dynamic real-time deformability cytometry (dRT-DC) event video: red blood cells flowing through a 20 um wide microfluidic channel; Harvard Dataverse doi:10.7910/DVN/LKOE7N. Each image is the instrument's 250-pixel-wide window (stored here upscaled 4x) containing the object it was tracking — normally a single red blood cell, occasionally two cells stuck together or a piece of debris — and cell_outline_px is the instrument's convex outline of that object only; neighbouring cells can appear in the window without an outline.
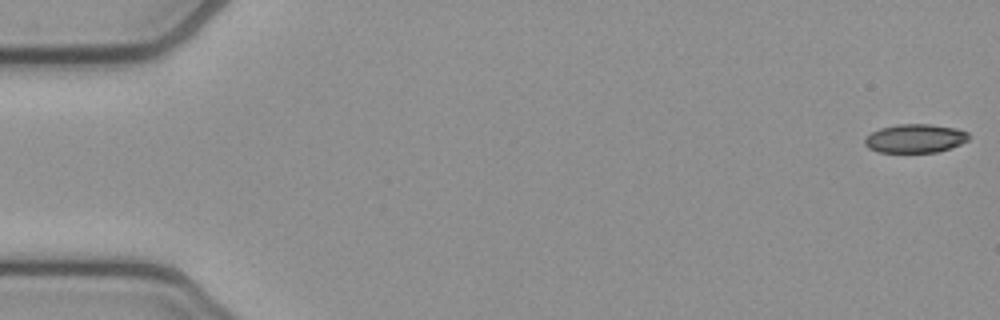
{"species": "common noctule bat (a hibernating species)", "species_latin": "Nyctalus noctula", "temperature_condition": "cold", "stored_images_in_passage": 53, "camera_frame_rate_fps": 3000, "um_per_image_px": 0.085, "animal": {"sex": "female", "body_mass_g": 21.9}, "frame": {"image": 1, "passage_image": 1, "time_ms": 0.0, "image_size_px": [1000, 320], "cell_outline_px": [[968, 140], [960, 144], [936, 152], [880, 152], [868, 148], [864, 144], [864, 140], [872, 132], [880, 128], [896, 124], [928, 124], [956, 128], [968, 132]], "centroid_in_image_um": [77.77, 11.76], "position_along_channel_um": 7.2, "area_um2": 17.22}}
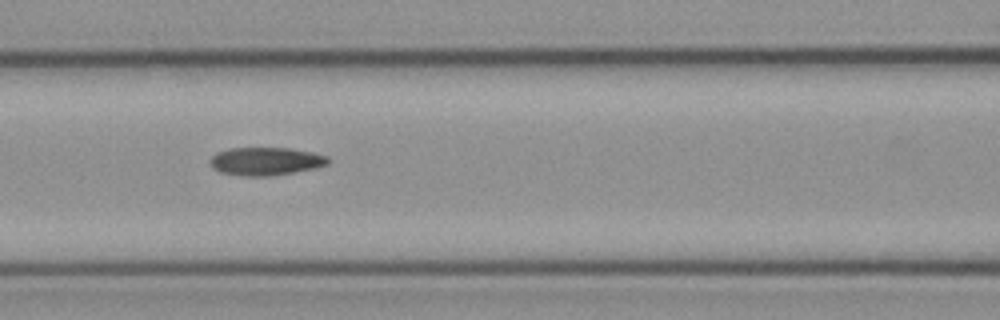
{"frame": {"image": 2, "passage_image": 23, "time_ms": 7.333, "image_size_px": [1000, 320], "cell_outline_px": [[328, 164], [316, 168], [268, 176], [244, 176], [220, 172], [212, 168], [208, 164], [208, 160], [216, 152], [228, 148], [292, 148], [312, 152], [328, 156]], "centroid_in_image_um": [22.54, 13.7], "position_along_channel_um": 144.1, "area_um2": 19.42}}
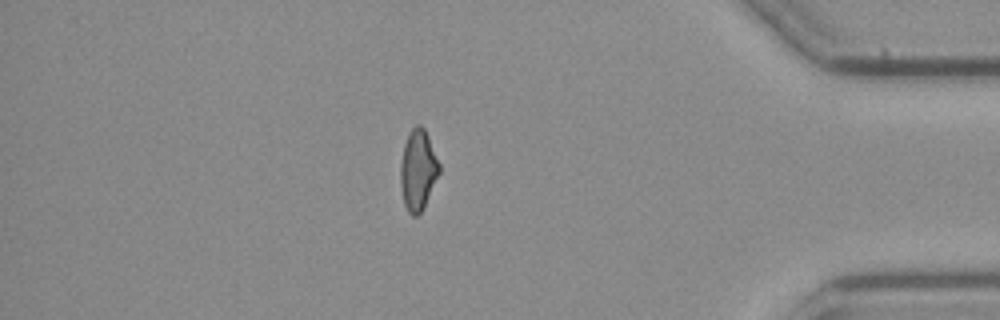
{"frame": {"image": 3, "passage_image": 46, "time_ms": 15.0, "image_size_px": [1000, 320], "cell_outline_px": [[440, 172], [424, 208], [416, 216], [412, 216], [408, 212], [404, 204], [400, 184], [400, 164], [404, 144], [408, 132], [416, 124], [420, 124], [424, 128], [428, 136], [440, 164]], "centroid_in_image_um": [35.52, 14.44], "position_along_channel_um": 399.7, "area_um2": 18.38}, "authors_computed_cell_mechanics": {"area_um2": 18.6694, "velocity_mm_per_s": 3.8462, "shape_relaxation_time_tau1_ms": null, "shape_relaxation_time_tau2_ms": 5.5559, "deformation_change_tau1": null, "deformation_change_tau2": 0.136}}